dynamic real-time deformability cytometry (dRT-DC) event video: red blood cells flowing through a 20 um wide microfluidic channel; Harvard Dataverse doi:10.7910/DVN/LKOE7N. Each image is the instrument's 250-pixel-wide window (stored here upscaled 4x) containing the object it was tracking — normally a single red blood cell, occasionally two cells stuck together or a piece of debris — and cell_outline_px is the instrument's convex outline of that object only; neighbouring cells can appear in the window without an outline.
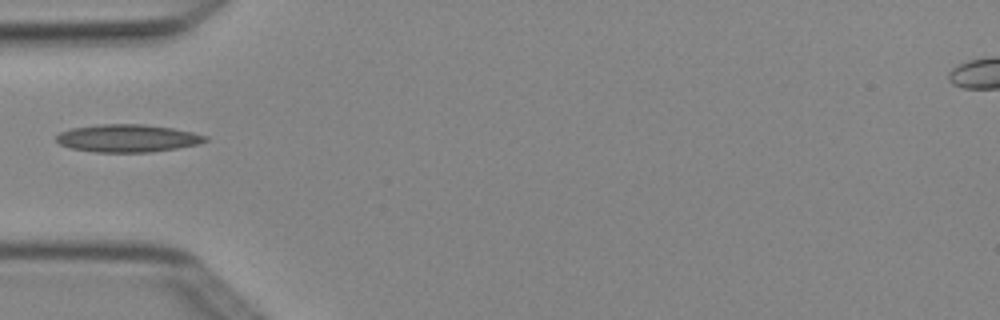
{"species": "Egyptian fruit bat (a non-hibernating species)", "species_latin": "Rousettus aegyptiacus", "temperature_condition": "cold", "stored_images_in_passage": 1, "camera_frame_rate_fps": 3000, "um_per_image_px": 0.085, "animal": {"sex": "female"}, "frame": {"image": 1, "passage_image": 1, "time_ms": 0.0, "image_size_px": [1000, 320], "cell_outline_px": [[208, 140], [200, 144], [152, 152], [96, 152], [72, 148], [60, 144], [56, 140], [56, 136], [60, 132], [72, 128], [100, 124], [144, 124], [172, 128], [192, 132], [208, 136]], "centroid_in_image_um": [10.87, 11.75], "position_along_channel_um": 74.1, "area_um2": 23.99}}